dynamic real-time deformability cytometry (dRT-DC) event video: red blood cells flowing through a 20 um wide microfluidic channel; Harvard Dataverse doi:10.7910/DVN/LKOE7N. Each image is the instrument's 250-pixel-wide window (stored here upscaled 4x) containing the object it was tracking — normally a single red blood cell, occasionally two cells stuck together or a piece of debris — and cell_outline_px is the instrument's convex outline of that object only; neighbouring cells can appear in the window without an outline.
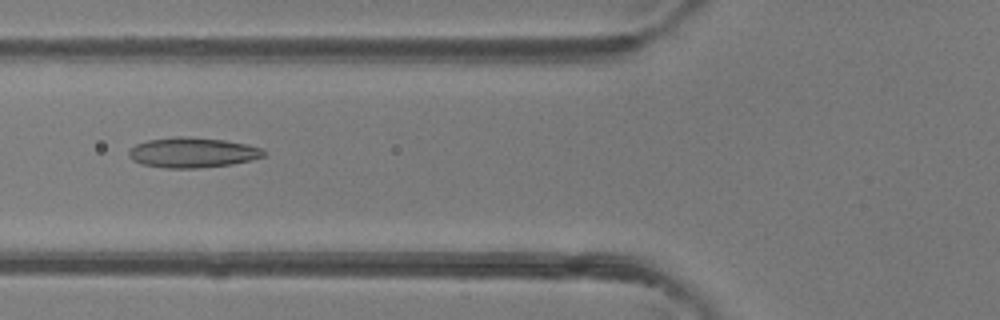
{"species": "common noctule bat (a hibernating species)", "species_latin": "Nyctalus noctula", "temperature_condition": "room temperature", "stored_images_in_passage": 34, "camera_frame_rate_fps": 3000, "um_per_image_px": 0.085, "animal": {"sex": "female"}, "frame": {"image": 1, "passage_image": 5, "time_ms": 1.333, "image_size_px": [1000, 320], "cell_outline_px": [[264, 156], [232, 164], [196, 168], [164, 168], [140, 164], [132, 160], [128, 156], [128, 152], [136, 144], [148, 140], [176, 136], [180, 136], [224, 140], [248, 144], [264, 148]], "centroid_in_image_um": [16.34, 12.97], "position_along_channel_um": 109.5, "area_um2": 23.64}}
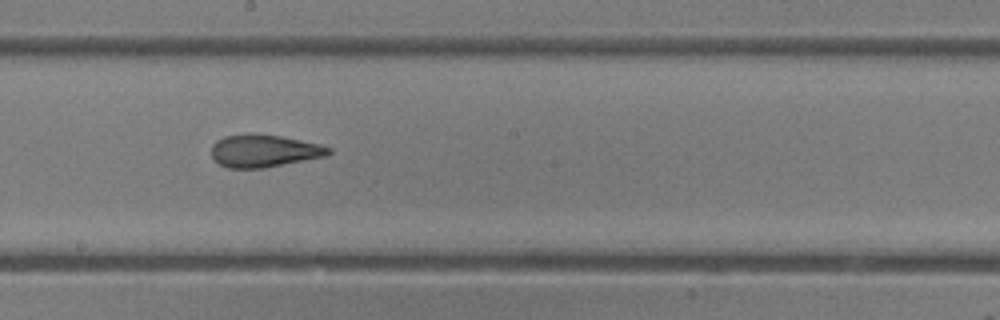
{"frame": {"image": 2, "passage_image": 13, "time_ms": 4.0, "image_size_px": [1000, 320], "cell_outline_px": [[332, 152], [324, 156], [264, 168], [228, 168], [212, 160], [212, 144], [216, 140], [224, 136], [252, 132], [280, 136], [320, 144], [332, 148]], "centroid_in_image_um": [22.4, 12.81], "position_along_channel_um": 225.8, "area_um2": 22.37}}
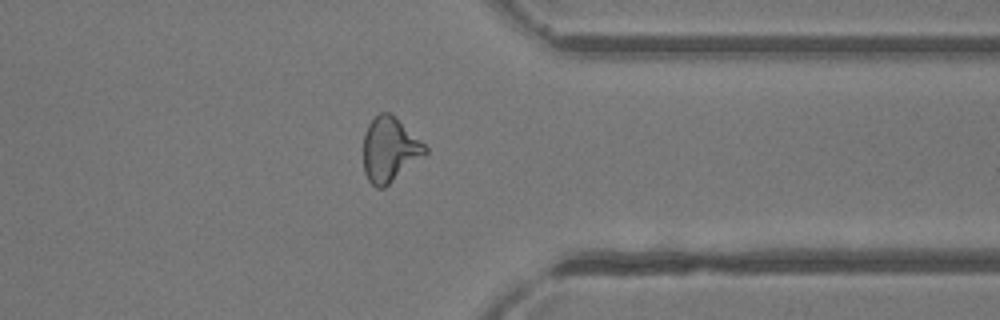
{"frame": {"image": 3, "passage_image": 24, "time_ms": 7.667, "image_size_px": [1000, 320], "cell_outline_px": [[428, 152], [424, 156], [384, 188], [376, 188], [368, 180], [364, 172], [364, 132], [368, 124], [380, 112], [388, 112], [424, 144], [428, 148]], "centroid_in_image_um": [33.1, 12.75], "position_along_channel_um": 378.3, "area_um2": 22.83}, "authors_computed_cell_mechanics": {"area_um2": 22.8888, "velocity_mm_per_s": 4.347, "shape_relaxation_time_tau1_ms": 6.5691, "shape_relaxation_time_tau2_ms": 1.5215, "deformation_change_tau1": 0.2026, "deformation_change_tau2": 0.1015}}